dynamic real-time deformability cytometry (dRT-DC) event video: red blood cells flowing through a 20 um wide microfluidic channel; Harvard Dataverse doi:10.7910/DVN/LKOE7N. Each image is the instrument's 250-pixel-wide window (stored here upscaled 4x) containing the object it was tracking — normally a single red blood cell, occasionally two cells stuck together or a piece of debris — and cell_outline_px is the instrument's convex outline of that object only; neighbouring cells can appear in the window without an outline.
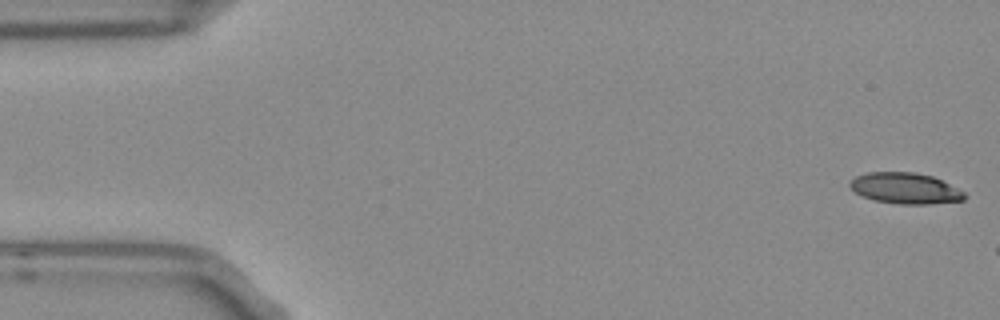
{"species": "Egyptian fruit bat (a non-hibernating species)", "species_latin": "Rousettus aegyptiacus", "temperature_condition": "room temperature", "stored_images_in_passage": 7, "camera_frame_rate_fps": 3000, "um_per_image_px": 0.085, "frame": {"image": 1, "passage_image": 1, "time_ms": 0.0, "image_size_px": [1000, 320], "cell_outline_px": [[964, 200], [928, 204], [900, 204], [872, 200], [856, 192], [848, 184], [856, 176], [868, 172], [916, 172], [932, 176], [964, 192]], "centroid_in_image_um": [76.92, 16.0], "position_along_channel_um": 8.1, "area_um2": 20.4}}